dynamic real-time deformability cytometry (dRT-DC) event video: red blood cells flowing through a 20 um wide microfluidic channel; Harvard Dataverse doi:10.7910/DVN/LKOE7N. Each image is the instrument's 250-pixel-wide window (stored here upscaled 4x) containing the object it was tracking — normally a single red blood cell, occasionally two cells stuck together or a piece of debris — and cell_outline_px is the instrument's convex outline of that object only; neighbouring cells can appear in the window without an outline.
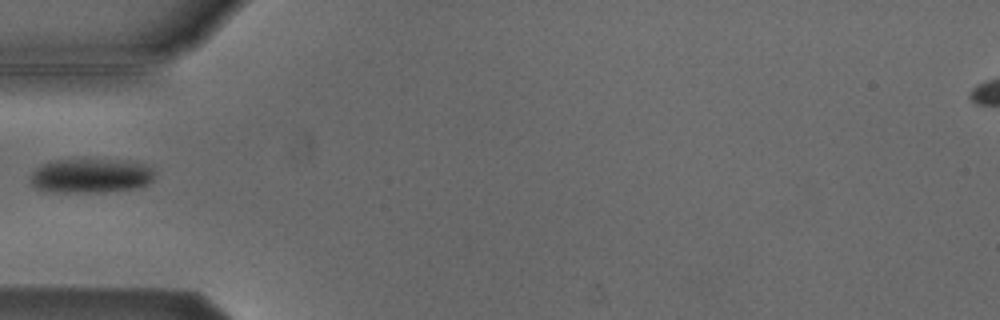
{"species": "Egyptian fruit bat (a non-hibernating species)", "species_latin": "Rousettus aegyptiacus", "temperature_condition": "cold", "stored_images_in_passage": 3, "camera_frame_rate_fps": 3000, "um_per_image_px": 0.085, "animal": {"sex": "male"}, "frame": {"image": 1, "passage_image": 3, "time_ms": 2.333, "image_size_px": [1000, 320], "cell_outline_px": [[156, 172], [152, 180], [148, 184], [136, 188], [104, 192], [60, 192], [36, 188], [32, 184], [32, 172], [36, 168], [48, 160], [132, 160], [144, 164], [152, 168]], "centroid_in_image_um": [7.77, 14.93], "position_along_channel_um": 77.2, "area_um2": 24.97}}